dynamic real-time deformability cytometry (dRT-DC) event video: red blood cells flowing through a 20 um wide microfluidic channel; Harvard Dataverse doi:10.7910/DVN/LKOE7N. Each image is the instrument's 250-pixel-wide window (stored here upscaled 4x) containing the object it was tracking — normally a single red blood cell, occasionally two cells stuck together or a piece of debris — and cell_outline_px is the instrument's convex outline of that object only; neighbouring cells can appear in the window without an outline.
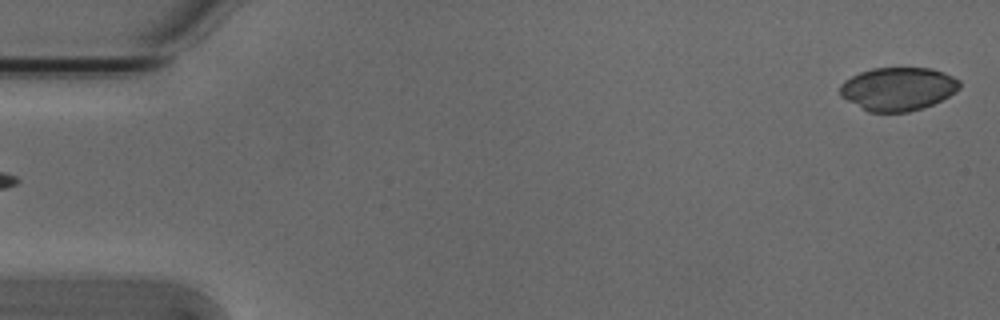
{"species": "Egyptian fruit bat (a non-hibernating species)", "species_latin": "Rousettus aegyptiacus", "temperature_condition": "cold", "stored_images_in_passage": 53, "camera_frame_rate_fps": 3000, "um_per_image_px": 0.085, "animal": {"sex": "male"}, "frame": {"image": 1, "passage_image": 1, "time_ms": 0.0, "image_size_px": [1000, 320], "cell_outline_px": [[960, 88], [956, 92], [924, 108], [908, 112], [868, 112], [840, 96], [840, 84], [844, 80], [860, 72], [872, 68], [932, 68], [944, 72], [960, 80]], "centroid_in_image_um": [76.33, 7.55], "position_along_channel_um": 8.7, "area_um2": 30.29}}
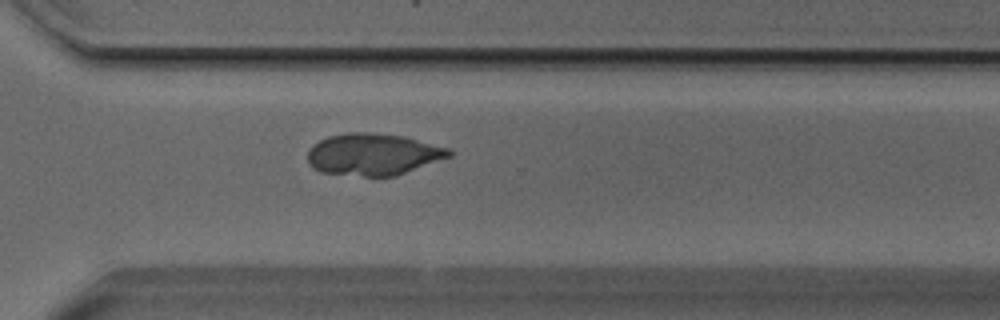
{"frame": {"image": 2, "passage_image": 38, "time_ms": 12.333, "image_size_px": [1000, 320], "cell_outline_px": [[452, 156], [396, 176], [364, 176], [320, 172], [312, 168], [308, 160], [308, 152], [312, 144], [328, 136], [348, 132], [364, 132], [404, 136], [448, 148], [452, 152]], "centroid_in_image_um": [31.71, 13.12], "position_along_channel_um": 338.9, "area_um2": 34.45}}
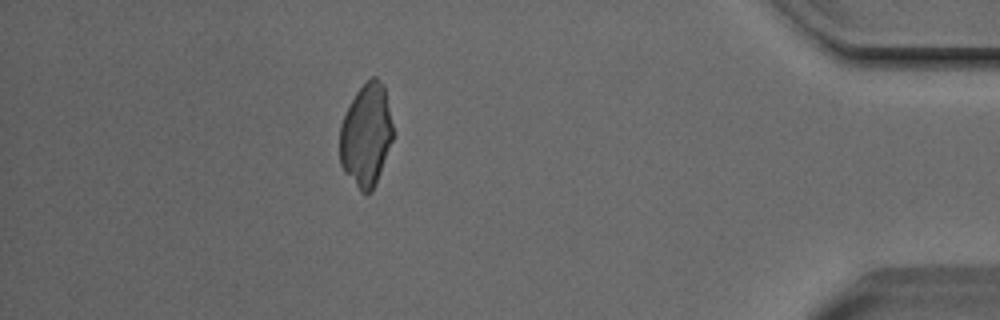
{"frame": {"image": 3, "passage_image": 47, "time_ms": 15.333, "image_size_px": [1000, 320], "cell_outline_px": [[392, 140], [376, 184], [372, 192], [360, 192], [344, 172], [340, 164], [340, 124], [356, 92], [372, 76], [376, 76], [384, 84], [392, 124]], "centroid_in_image_um": [31.11, 11.5], "position_along_channel_um": 404.1, "area_um2": 31.67}}